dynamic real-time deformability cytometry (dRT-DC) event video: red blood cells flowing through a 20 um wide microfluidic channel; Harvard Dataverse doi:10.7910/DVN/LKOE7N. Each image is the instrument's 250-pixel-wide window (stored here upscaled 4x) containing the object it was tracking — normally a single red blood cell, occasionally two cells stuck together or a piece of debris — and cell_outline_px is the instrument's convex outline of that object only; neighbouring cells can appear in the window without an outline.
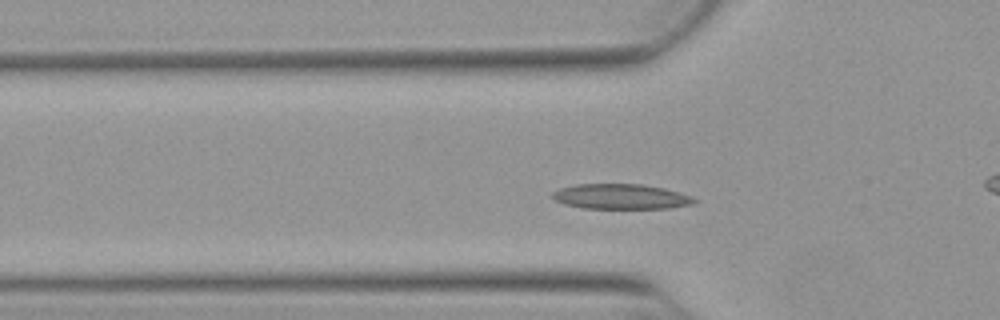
{"species": "Egyptian fruit bat (a non-hibernating species)", "species_latin": "Rousettus aegyptiacus", "temperature_condition": "warm", "stored_images_in_passage": 48, "camera_frame_rate_fps": 3000, "um_per_image_px": 0.085, "animal": {"sex": "female"}, "frame": {"image": 1, "passage_image": 11, "time_ms": 3.333, "image_size_px": [1000, 320], "cell_outline_px": [[700, 200], [696, 204], [668, 208], [580, 208], [564, 204], [556, 200], [552, 196], [552, 192], [560, 188], [576, 184], [640, 184], [664, 188]], "centroid_in_image_um": [52.77, 16.71], "position_along_channel_um": 73.0, "area_um2": 20.69}}
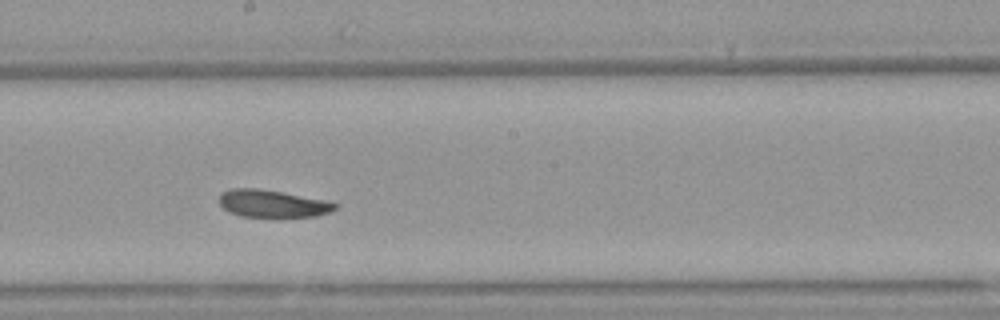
{"frame": {"image": 2, "passage_image": 23, "time_ms": 7.333, "image_size_px": [1000, 320], "cell_outline_px": [[340, 204], [332, 212], [316, 216], [240, 216], [228, 212], [220, 204], [220, 192], [232, 188], [260, 188], [328, 200]], "centroid_in_image_um": [23.19, 17.29], "position_along_channel_um": 225.0, "area_um2": 18.61}}
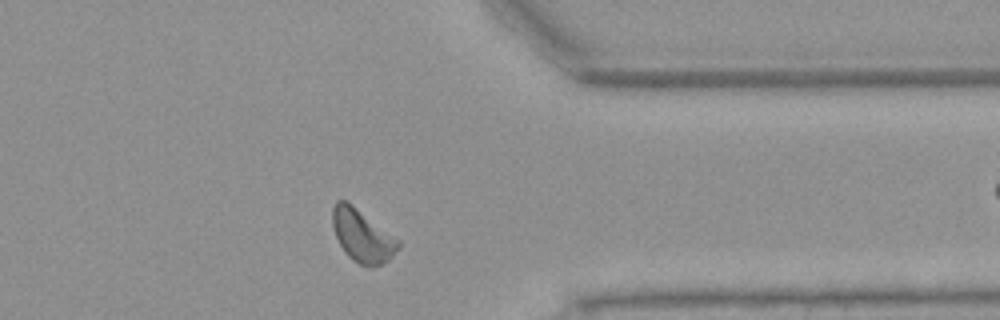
{"frame": {"image": 3, "passage_image": 36, "time_ms": 11.667, "image_size_px": [1000, 320], "cell_outline_px": [[400, 248], [388, 260], [372, 268], [360, 264], [352, 260], [344, 252], [336, 236], [332, 224], [332, 208], [336, 200], [348, 200], [400, 240]], "centroid_in_image_um": [30.8, 20.02], "position_along_channel_um": 380.6, "area_um2": 20.4}, "authors_computed_cell_mechanics": {"area_um2": 19.363, "velocity_mm_per_s": 3.8088, "shape_relaxation_time_tau1_ms": 2.7317, "shape_relaxation_time_tau2_ms": 7.9152, "deformation_change_tau1": 0.1027, "deformation_change_tau2": 0.1238}}